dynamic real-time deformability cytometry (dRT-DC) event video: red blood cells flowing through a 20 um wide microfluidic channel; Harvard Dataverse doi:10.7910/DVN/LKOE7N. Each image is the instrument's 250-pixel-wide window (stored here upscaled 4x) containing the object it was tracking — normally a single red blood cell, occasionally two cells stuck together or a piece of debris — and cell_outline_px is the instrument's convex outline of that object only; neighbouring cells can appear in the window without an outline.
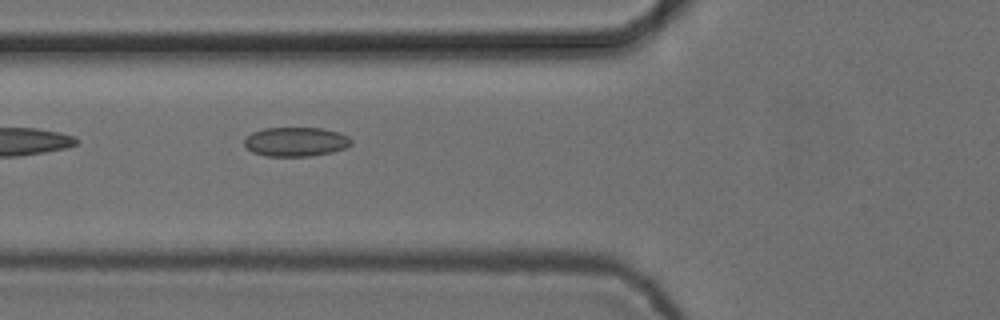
{"species": "common noctule bat (a hibernating species)", "species_latin": "Nyctalus noctula", "temperature_condition": "cold", "stored_images_in_passage": 8, "camera_frame_rate_fps": 3000, "um_per_image_px": 0.085, "animal": {"sex": "female", "body_mass_g": 24.6, "forearm_length_mm": 56.2}, "frame": {"image": 1, "passage_image": 5, "time_ms": 1.333, "image_size_px": [1000, 320], "cell_outline_px": [[352, 144], [344, 148], [332, 152], [312, 156], [264, 156], [252, 152], [244, 144], [244, 140], [252, 132], [264, 128], [324, 128], [340, 132], [348, 136], [352, 140]], "centroid_in_image_um": [25.16, 12.05], "position_along_channel_um": 100.6, "area_um2": 18.32}}
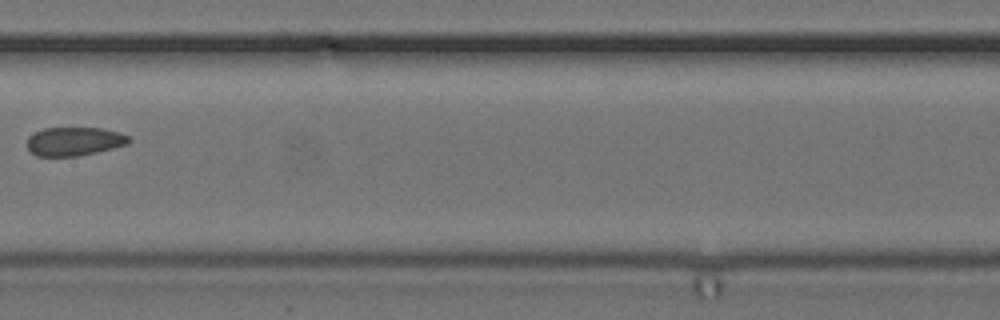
{"frame": {"image": 2, "passage_image": 7, "time_ms": 2.0, "image_size_px": [1000, 320], "cell_outline_px": [[132, 140], [128, 144], [96, 152], [76, 156], [36, 156], [28, 148], [28, 136], [44, 128], [100, 128], [120, 132], [128, 136]], "centroid_in_image_um": [6.33, 12.01], "position_along_channel_um": 201.1, "area_um2": 16.88}}
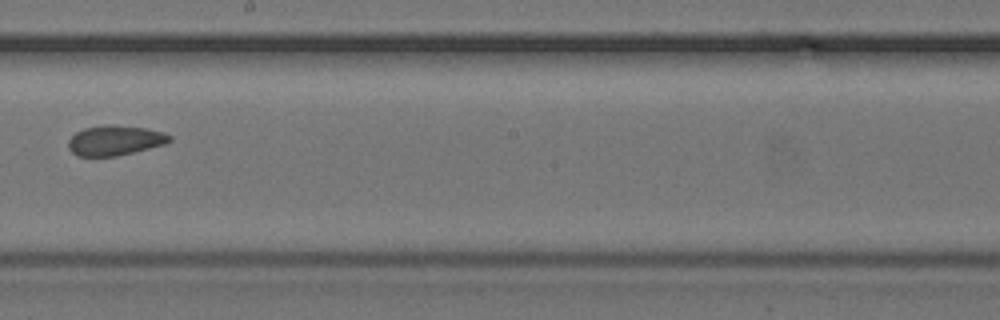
{"frame": {"image": 3, "passage_image": 8, "time_ms": 2.333, "image_size_px": [1000, 320], "cell_outline_px": [[172, 140], [164, 144], [116, 156], [76, 156], [68, 148], [68, 140], [76, 132], [84, 128], [108, 124], [112, 124], [144, 128], [164, 132], [172, 136]], "centroid_in_image_um": [9.75, 11.93], "position_along_channel_um": 238.4, "area_um2": 17.63}}